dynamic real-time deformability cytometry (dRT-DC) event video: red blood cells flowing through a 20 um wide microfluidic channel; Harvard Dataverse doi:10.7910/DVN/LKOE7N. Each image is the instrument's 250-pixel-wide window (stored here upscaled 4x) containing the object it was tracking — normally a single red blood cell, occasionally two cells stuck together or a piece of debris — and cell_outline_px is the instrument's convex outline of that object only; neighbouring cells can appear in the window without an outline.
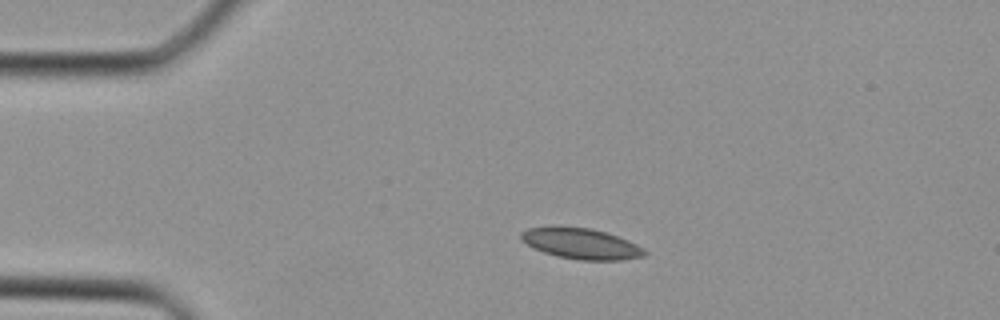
{"species": "Egyptian fruit bat (a non-hibernating species)", "species_latin": "Rousettus aegyptiacus", "temperature_condition": "cold", "stored_images_in_passage": 29, "camera_frame_rate_fps": 3000, "um_per_image_px": 0.085, "animal": {"sex": "female"}, "frame": {"image": 1, "passage_image": 1, "time_ms": 0.0, "image_size_px": [1000, 320], "cell_outline_px": [[648, 252], [644, 256], [624, 260], [580, 260], [556, 256], [544, 252], [520, 240], [520, 232], [528, 228], [592, 228], [628, 240], [644, 248]], "centroid_in_image_um": [49.44, 20.74], "position_along_channel_um": 35.6, "area_um2": 21.68}}
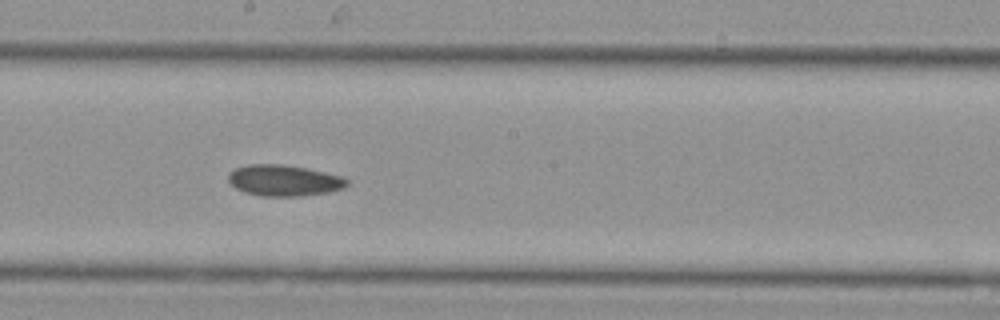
{"frame": {"image": 2, "passage_image": 13, "time_ms": 4.0, "image_size_px": [1000, 320], "cell_outline_px": [[348, 184], [344, 188], [328, 192], [300, 196], [260, 196], [244, 192], [236, 188], [228, 180], [228, 172], [236, 168], [248, 164], [280, 164], [304, 168], [324, 172], [340, 176], [348, 180]], "centroid_in_image_um": [24.11, 15.34], "position_along_channel_um": 224.1, "area_um2": 21.39}}
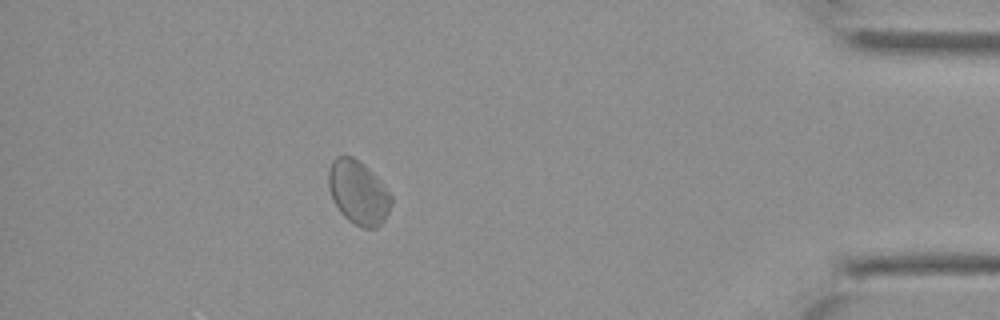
{"frame": {"image": 3, "passage_image": 25, "time_ms": 8.0, "image_size_px": [1000, 320], "cell_outline_px": [[392, 204], [384, 220], [376, 228], [360, 228], [348, 220], [340, 212], [332, 200], [328, 188], [328, 172], [332, 160], [336, 156], [352, 156], [364, 164], [380, 180], [392, 196]], "centroid_in_image_um": [30.44, 16.36], "position_along_channel_um": 404.8, "area_um2": 23.52}}